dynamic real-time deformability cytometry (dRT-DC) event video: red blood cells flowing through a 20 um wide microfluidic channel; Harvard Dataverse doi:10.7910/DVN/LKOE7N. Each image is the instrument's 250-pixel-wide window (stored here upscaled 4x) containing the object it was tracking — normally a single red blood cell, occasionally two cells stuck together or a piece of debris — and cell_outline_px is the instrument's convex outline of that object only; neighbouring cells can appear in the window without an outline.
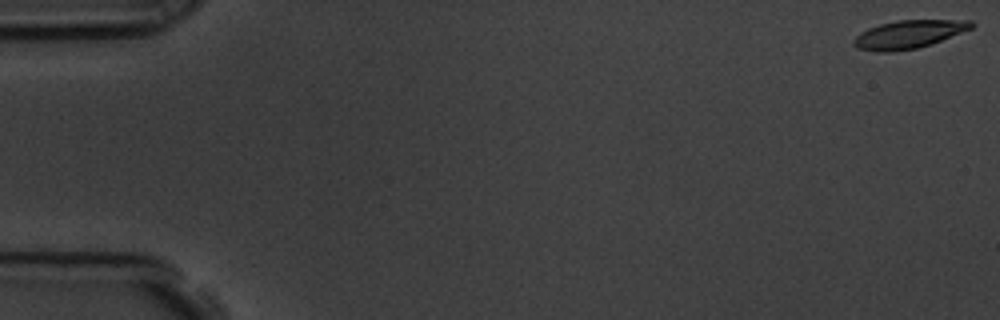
{"species": "common noctule bat (a hibernating species)", "species_latin": "Nyctalus noctula", "temperature_condition": "room temperature", "stored_images_in_passage": 58, "camera_frame_rate_fps": 3000, "um_per_image_px": 0.085, "animal": {"sex": "male", "body_mass_g": 19.5, "forearm_length_mm": 54.6}, "frame": {"image": 1, "passage_image": 1, "time_ms": 0.0, "image_size_px": [1000, 320], "cell_outline_px": [[976, 24], [972, 28], [932, 44], [916, 48], [892, 52], [876, 52], [860, 48], [852, 44], [852, 40], [860, 32], [868, 28], [880, 24], [900, 20], [972, 20]], "centroid_in_image_um": [77.24, 2.92], "position_along_channel_um": 7.8, "area_um2": 19.31}}
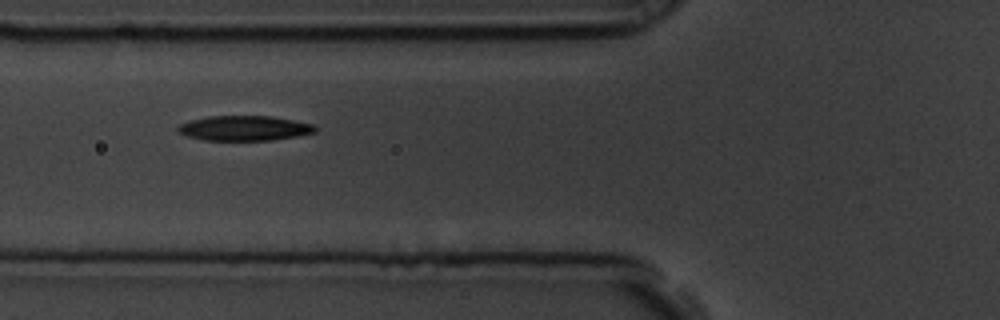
{"frame": {"image": 2, "passage_image": 22, "time_ms": 7.0, "image_size_px": [1000, 320], "cell_outline_px": [[316, 132], [296, 136], [272, 140], [204, 140], [184, 136], [176, 128], [180, 124], [188, 120], [208, 116], [272, 116], [312, 124], [316, 128]], "centroid_in_image_um": [20.72, 10.89], "position_along_channel_um": 105.1, "area_um2": 19.94}}
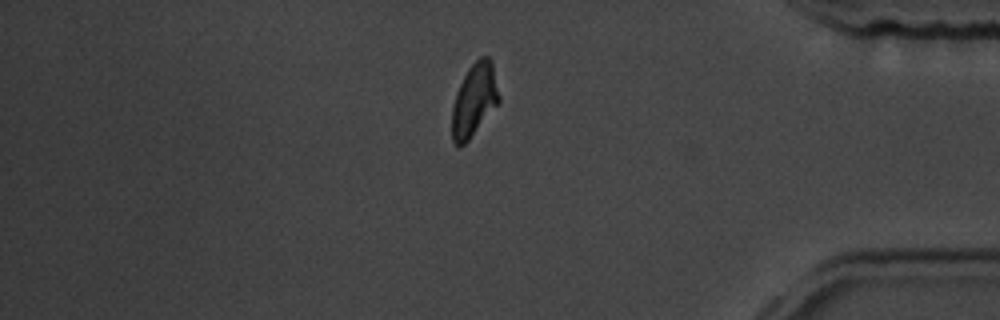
{"frame": {"image": 3, "passage_image": 49, "time_ms": 16.0, "image_size_px": [1000, 320], "cell_outline_px": [[500, 100], [468, 140], [460, 148], [452, 140], [452, 108], [456, 92], [468, 68], [480, 56], [488, 56], [492, 60], [500, 96]], "centroid_in_image_um": [40.31, 8.47], "position_along_channel_um": 394.9, "area_um2": 19.77}, "authors_computed_cell_mechanics": {"area_um2": 20.0277, "velocity_mm_per_s": 3.545, "shape_relaxation_time_tau1_ms": 3.2058, "shape_relaxation_time_tau2_ms": 2.4481, "deformation_change_tau1": 0.1319, "deformation_change_tau2": 0.0952}}